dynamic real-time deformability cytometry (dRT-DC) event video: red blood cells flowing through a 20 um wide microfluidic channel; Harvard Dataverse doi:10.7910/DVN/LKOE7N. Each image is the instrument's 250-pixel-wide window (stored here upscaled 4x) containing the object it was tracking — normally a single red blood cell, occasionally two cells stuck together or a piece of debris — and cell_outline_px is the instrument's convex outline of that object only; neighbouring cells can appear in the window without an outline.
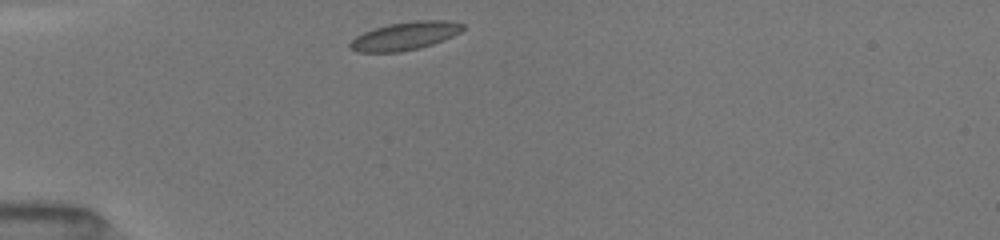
{"species": "common noctule bat (a hibernating species)", "species_latin": "Nyctalus noctula", "temperature_condition": "room temperature", "stored_images_in_passage": 3, "camera_frame_rate_fps": 3000, "um_per_image_px": 0.085, "animal": {"sex": "female", "body_mass_g": 19.5, "forearm_length_mm": 54.1}, "frame": {"image": 1, "passage_image": 1, "time_ms": 0.0, "image_size_px": [1000, 240], "cell_outline_px": [[464, 28], [460, 32], [444, 40], [420, 48], [400, 52], [356, 52], [348, 48], [348, 44], [356, 36], [364, 32], [388, 24], [416, 20], [452, 20], [464, 24]], "centroid_in_image_um": [34.43, 3.06], "position_along_channel_um": 50.6, "area_um2": 18.61}}
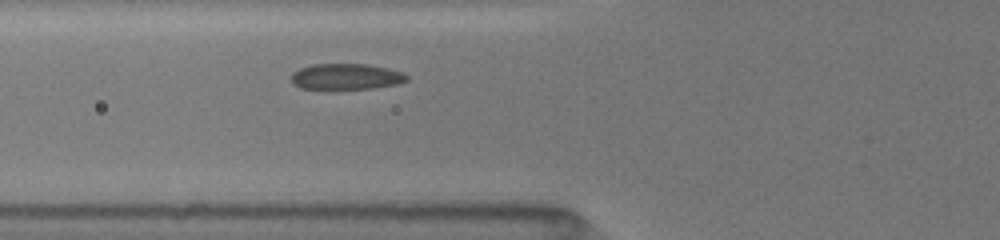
{"frame": {"image": 2, "passage_image": 3, "time_ms": 1.667, "image_size_px": [1000, 240], "cell_outline_px": [[408, 80], [400, 84], [372, 88], [300, 88], [292, 84], [288, 76], [292, 72], [300, 68], [312, 64], [368, 64], [388, 68], [404, 72], [408, 76]], "centroid_in_image_um": [29.41, 6.5], "position_along_channel_um": 96.4, "area_um2": 17.63}}